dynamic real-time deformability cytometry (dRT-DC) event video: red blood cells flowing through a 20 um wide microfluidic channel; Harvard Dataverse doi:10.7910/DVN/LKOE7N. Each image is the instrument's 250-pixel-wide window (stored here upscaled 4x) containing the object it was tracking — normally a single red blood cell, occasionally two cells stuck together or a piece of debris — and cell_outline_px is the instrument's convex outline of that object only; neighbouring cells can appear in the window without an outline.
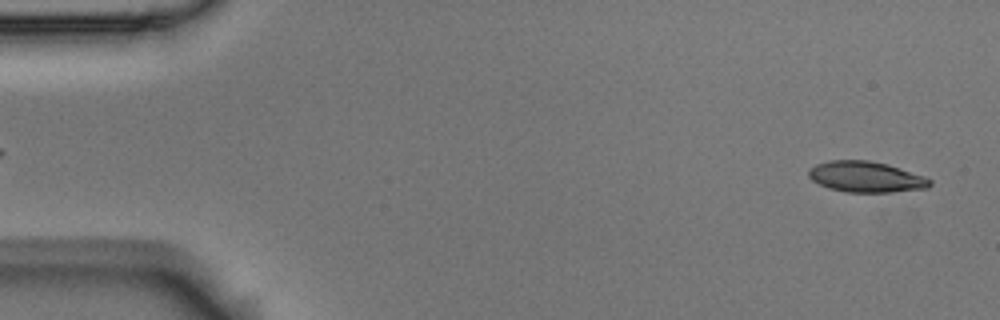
{"species": "Egyptian fruit bat (a non-hibernating species)", "species_latin": "Rousettus aegyptiacus", "temperature_condition": "room temperature", "stored_images_in_passage": 56, "camera_frame_rate_fps": 3000, "um_per_image_px": 0.085, "animal": {"sex": "male"}, "frame": {"image": 1, "passage_image": 2, "time_ms": 0.333, "image_size_px": [1000, 320], "cell_outline_px": [[932, 184], [928, 188], [892, 192], [844, 192], [828, 188], [812, 180], [808, 176], [808, 172], [816, 164], [828, 160], [868, 160], [888, 164], [924, 176], [932, 180]], "centroid_in_image_um": [73.62, 15.03], "position_along_channel_um": 11.4, "area_um2": 21.85}}
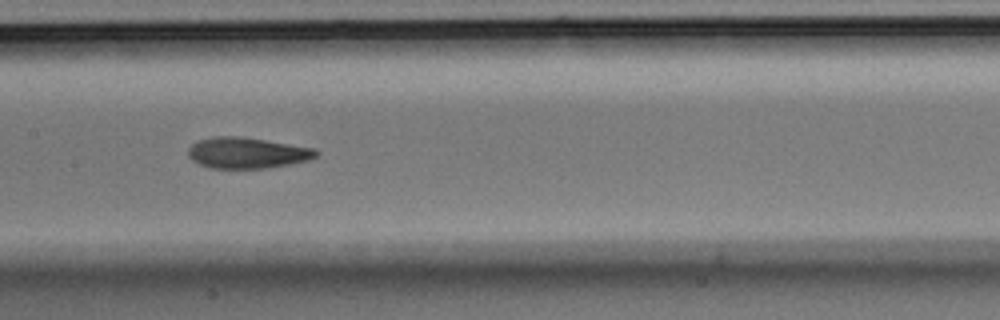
{"frame": {"image": 2, "passage_image": 27, "time_ms": 8.667, "image_size_px": [1000, 320], "cell_outline_px": [[320, 152], [316, 156], [308, 160], [292, 164], [268, 168], [208, 168], [192, 160], [188, 156], [188, 148], [196, 140], [212, 136], [240, 136], [316, 148]], "centroid_in_image_um": [21.0, 12.99], "position_along_channel_um": 186.4, "area_um2": 23.35}}
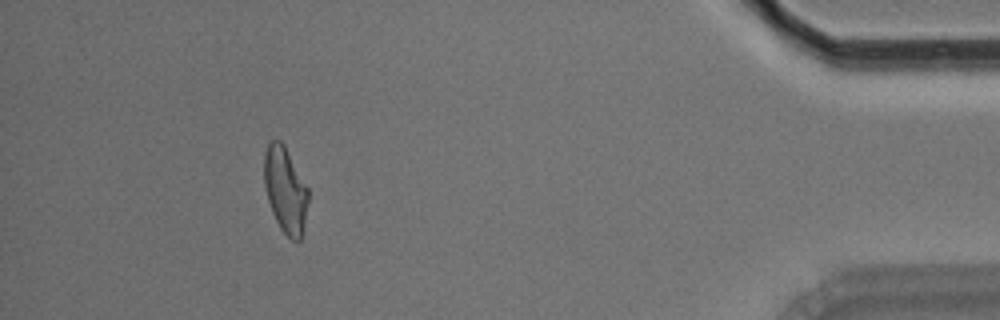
{"frame": {"image": 3, "passage_image": 51, "time_ms": 16.667, "image_size_px": [1000, 320], "cell_outline_px": [[308, 200], [304, 232], [300, 240], [296, 244], [280, 228], [272, 212], [268, 200], [264, 184], [264, 152], [268, 144], [272, 140], [280, 140], [284, 144], [308, 188]], "centroid_in_image_um": [24.26, 16.18], "position_along_channel_um": 410.9, "area_um2": 22.2}, "authors_computed_cell_mechanics": {"area_um2": 22.6576, "velocity_mm_per_s": 3.5353, "shape_relaxation_time_tau1_ms": 8.6604, "shape_relaxation_time_tau2_ms": 3.2206, "deformation_change_tau1": 0.215, "deformation_change_tau2": 0.1031}}